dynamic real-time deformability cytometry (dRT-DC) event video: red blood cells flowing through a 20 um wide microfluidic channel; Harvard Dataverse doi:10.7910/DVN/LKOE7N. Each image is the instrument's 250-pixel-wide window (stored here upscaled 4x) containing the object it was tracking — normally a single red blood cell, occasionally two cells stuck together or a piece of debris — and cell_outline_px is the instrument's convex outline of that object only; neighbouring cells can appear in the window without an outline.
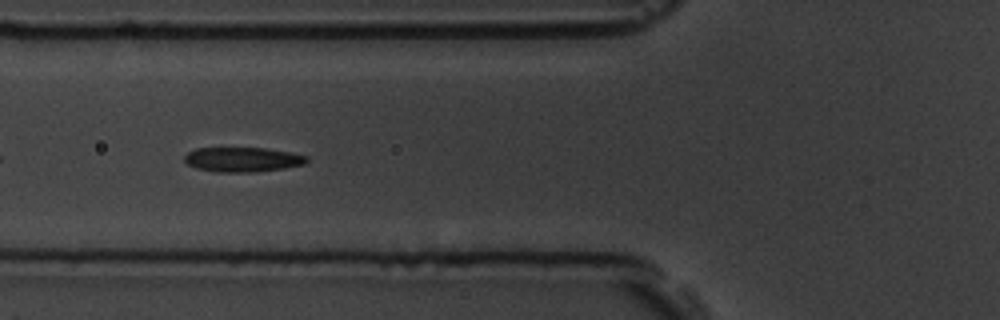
{"species": "common noctule bat (a hibernating species)", "species_latin": "Nyctalus noctula", "temperature_condition": "room temperature", "stored_images_in_passage": 7, "camera_frame_rate_fps": 3000, "um_per_image_px": 0.085, "animal": {"sex": "male", "body_mass_g": 19.5, "forearm_length_mm": 54.6}, "frame": {"image": 1, "passage_image": 7, "time_ms": 6.667, "image_size_px": [1000, 320], "cell_outline_px": [[308, 160], [304, 164], [284, 168], [256, 172], [220, 172], [196, 168], [188, 164], [184, 160], [184, 156], [188, 152], [196, 148], [264, 148], [288, 152], [308, 156]], "centroid_in_image_um": [20.61, 13.56], "position_along_channel_um": 105.2, "area_um2": 17.46}}